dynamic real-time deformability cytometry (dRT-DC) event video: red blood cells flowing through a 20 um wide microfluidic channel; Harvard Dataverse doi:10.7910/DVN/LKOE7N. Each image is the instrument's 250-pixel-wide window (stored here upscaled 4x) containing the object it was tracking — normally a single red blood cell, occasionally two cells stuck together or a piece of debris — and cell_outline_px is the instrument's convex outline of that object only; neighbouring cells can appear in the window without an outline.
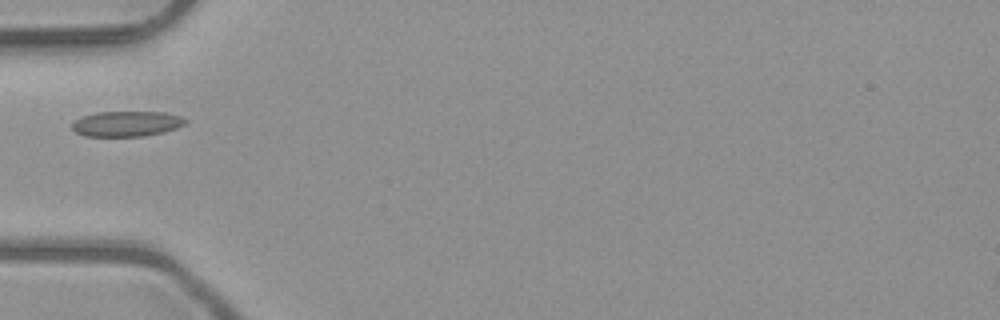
{"species": "common noctule bat (a hibernating species)", "species_latin": "Nyctalus noctula", "temperature_condition": "room temperature", "stored_images_in_passage": 35, "camera_frame_rate_fps": 3000, "um_per_image_px": 0.085, "animal": {"sex": "male", "body_mass_g": 23.1, "forearm_length_mm": 52.7}, "frame": {"image": 1, "passage_image": 1, "time_ms": 0.0, "image_size_px": [1000, 320], "cell_outline_px": [[188, 120], [184, 124], [176, 128], [164, 132], [144, 136], [84, 136], [76, 132], [72, 128], [72, 124], [80, 116], [96, 112], [168, 112], [180, 116]], "centroid_in_image_um": [10.77, 10.51], "position_along_channel_um": 74.2, "area_um2": 16.82}}
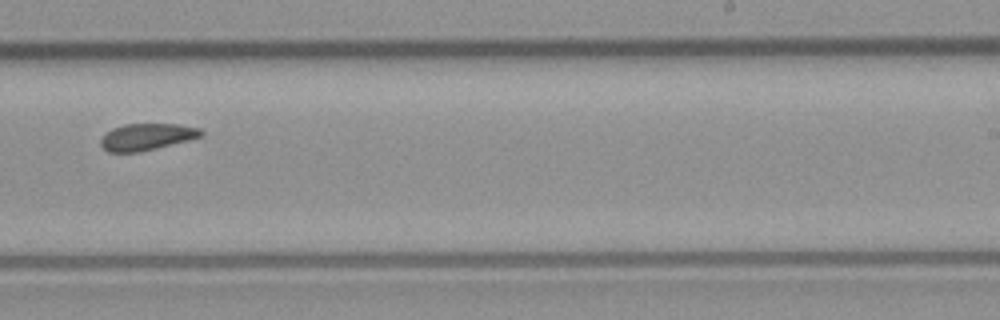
{"frame": {"image": 2, "passage_image": 16, "time_ms": 5.0, "image_size_px": [1000, 320], "cell_outline_px": [[204, 132], [200, 136], [188, 140], [140, 152], [108, 152], [100, 144], [100, 140], [112, 128], [124, 124], [176, 124], [200, 128]], "centroid_in_image_um": [12.46, 11.63], "position_along_channel_um": 276.5, "area_um2": 15.43}}
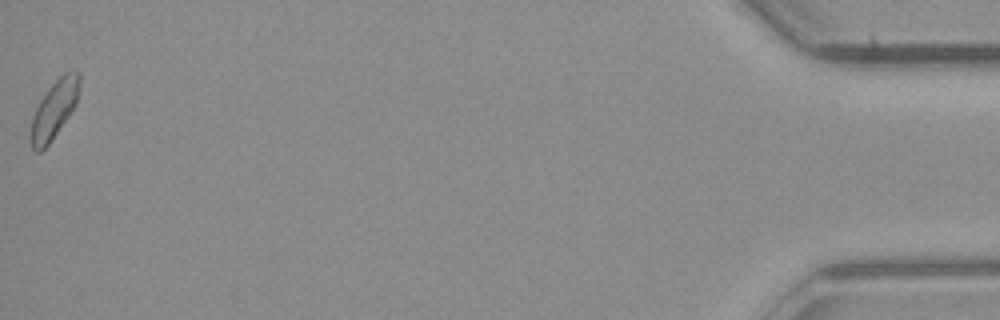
{"frame": {"image": 3, "passage_image": 35, "time_ms": 11.333, "image_size_px": [1000, 320], "cell_outline_px": [[80, 80], [76, 104], [68, 116], [48, 144], [40, 152], [36, 152], [32, 148], [28, 140], [28, 136], [32, 116], [40, 100], [48, 88], [64, 72], [80, 72]], "centroid_in_image_um": [4.55, 9.34], "position_along_channel_um": 430.6, "area_um2": 16.36}}